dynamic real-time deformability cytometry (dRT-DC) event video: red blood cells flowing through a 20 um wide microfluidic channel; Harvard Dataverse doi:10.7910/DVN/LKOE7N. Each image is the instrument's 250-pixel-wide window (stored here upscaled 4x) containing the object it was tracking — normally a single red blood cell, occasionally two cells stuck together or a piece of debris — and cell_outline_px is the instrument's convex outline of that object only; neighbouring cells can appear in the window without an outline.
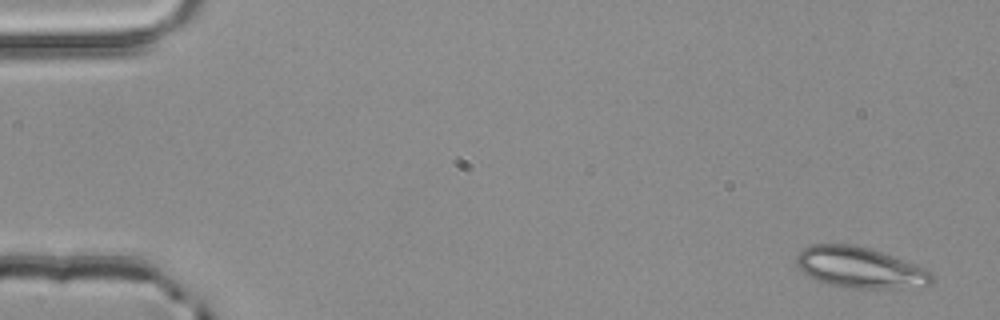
{"species": "common noctule bat (a hibernating species)", "species_latin": "Nyctalus noctula", "temperature_condition": "room temperature", "stored_images_in_passage": 4, "camera_frame_rate_fps": 3000, "um_per_image_px": 0.085, "animal": {"sex": "male", "body_mass_g": 20.4}, "frame": {"image": 1, "passage_image": 1, "time_ms": 0.0, "image_size_px": [1000, 320], "cell_outline_px": [[936, 280], [932, 284], [924, 288], [860, 288], [832, 284], [820, 280], [804, 272], [796, 264], [796, 256], [804, 248], [812, 244], [856, 244], [880, 252], [924, 268]], "centroid_in_image_um": [73.15, 22.74], "position_along_channel_um": 11.8, "area_um2": 31.79}}